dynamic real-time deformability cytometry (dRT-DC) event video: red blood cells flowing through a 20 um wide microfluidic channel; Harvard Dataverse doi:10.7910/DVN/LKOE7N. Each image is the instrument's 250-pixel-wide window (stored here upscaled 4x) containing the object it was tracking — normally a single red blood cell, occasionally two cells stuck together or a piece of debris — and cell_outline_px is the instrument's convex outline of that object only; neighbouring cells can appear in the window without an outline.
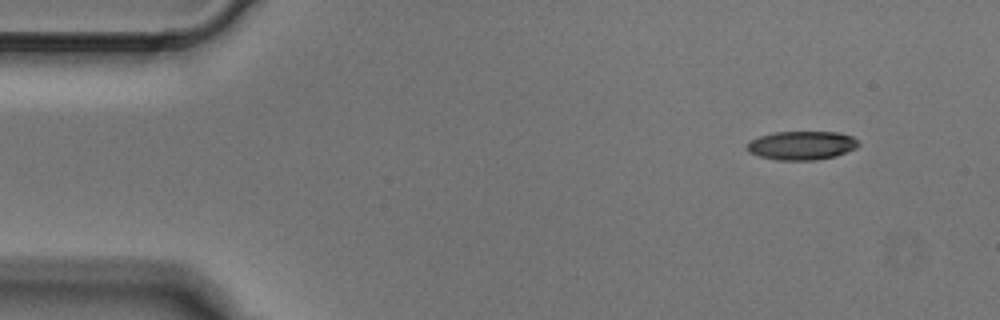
{"species": "Egyptian fruit bat (a non-hibernating species)", "species_latin": "Rousettus aegyptiacus", "temperature_condition": "cold", "stored_images_in_passage": 5, "camera_frame_rate_fps": 3000, "um_per_image_px": 0.085, "animal": {"sex": "male"}, "frame": {"image": 1, "passage_image": 1, "time_ms": 0.0, "image_size_px": [1000, 320], "cell_outline_px": [[860, 144], [856, 148], [836, 156], [816, 160], [776, 160], [760, 156], [748, 152], [744, 148], [752, 140], [760, 136], [776, 132], [840, 132], [852, 136]], "centroid_in_image_um": [68.15, 12.36], "position_along_channel_um": 16.8, "area_um2": 18.67}}
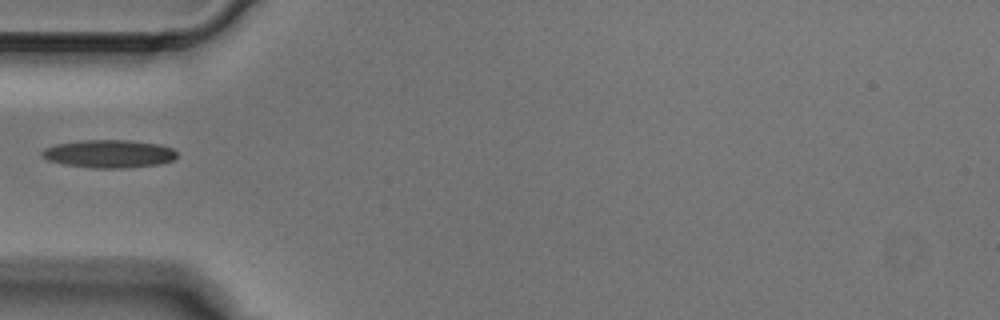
{"frame": {"image": 2, "passage_image": 4, "time_ms": 1.0, "image_size_px": [1000, 320], "cell_outline_px": [[176, 156], [172, 160], [160, 164], [124, 168], [92, 168], [64, 164], [48, 160], [40, 156], [40, 152], [44, 148], [56, 144], [84, 140], [128, 140], [160, 144], [172, 148], [176, 152]], "centroid_in_image_um": [9.24, 13.07], "position_along_channel_um": 75.8, "area_um2": 22.02}}
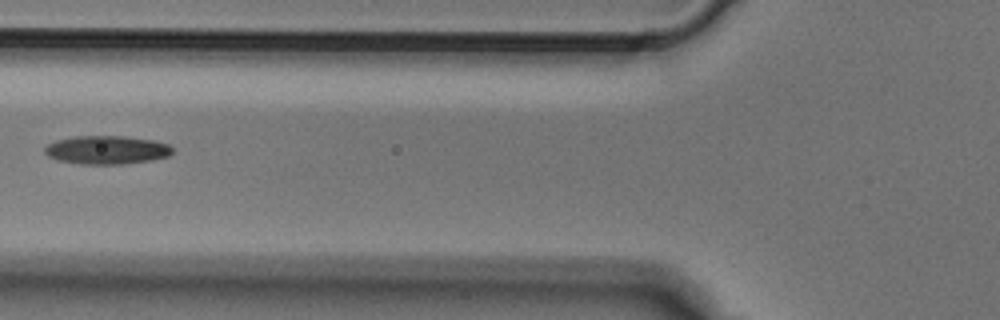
{"frame": {"image": 3, "passage_image": 5, "time_ms": 1.333, "image_size_px": [1000, 320], "cell_outline_px": [[172, 152], [168, 156], [152, 160], [124, 164], [80, 164], [60, 160], [48, 156], [44, 152], [44, 148], [48, 144], [56, 140], [76, 136], [124, 136], [156, 140], [168, 144], [172, 148]], "centroid_in_image_um": [9.09, 12.74], "position_along_channel_um": 116.7, "area_um2": 21.21}}